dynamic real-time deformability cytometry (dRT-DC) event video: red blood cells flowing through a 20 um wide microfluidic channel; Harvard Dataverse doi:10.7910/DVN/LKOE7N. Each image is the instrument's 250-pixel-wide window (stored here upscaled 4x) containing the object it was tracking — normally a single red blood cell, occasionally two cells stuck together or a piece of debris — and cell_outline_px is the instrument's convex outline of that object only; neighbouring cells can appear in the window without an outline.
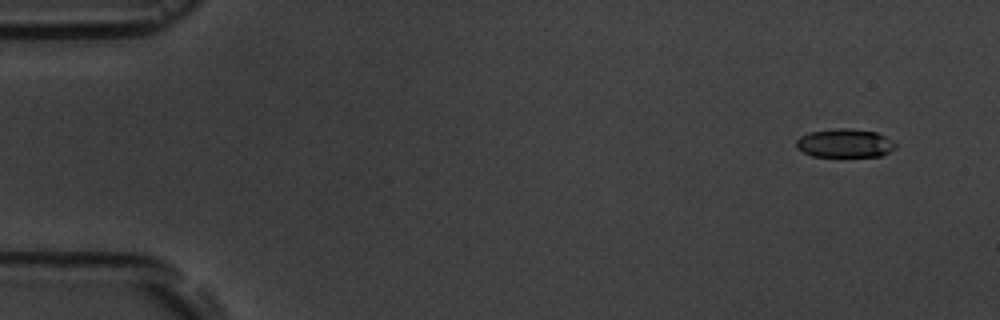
{"species": "common noctule bat (a hibernating species)", "species_latin": "Nyctalus noctula", "temperature_condition": "room temperature", "stored_images_in_passage": 5, "camera_frame_rate_fps": 3000, "um_per_image_px": 0.085, "animal": {"sex": "male", "body_mass_g": 19.5, "forearm_length_mm": 54.6}, "frame": {"image": 1, "passage_image": 1, "time_ms": 0.0, "image_size_px": [1000, 320], "cell_outline_px": [[896, 148], [880, 156], [840, 160], [812, 156], [796, 148], [796, 140], [800, 136], [812, 132], [836, 128], [848, 128], [876, 132], [892, 140], [896, 144]], "centroid_in_image_um": [71.8, 12.24], "position_along_channel_um": 13.2, "area_um2": 17.4}}
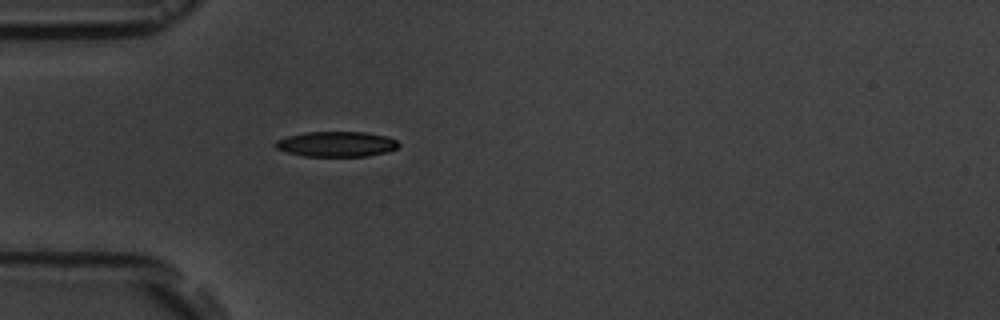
{"frame": {"image": 2, "passage_image": 5, "time_ms": 4.333, "image_size_px": [1000, 320], "cell_outline_px": [[400, 144], [396, 148], [384, 152], [368, 156], [304, 156], [288, 152], [276, 148], [272, 144], [276, 140], [288, 136], [304, 132], [364, 132], [388, 136], [396, 140]], "centroid_in_image_um": [28.58, 12.24], "position_along_channel_um": 56.4, "area_um2": 18.09}}